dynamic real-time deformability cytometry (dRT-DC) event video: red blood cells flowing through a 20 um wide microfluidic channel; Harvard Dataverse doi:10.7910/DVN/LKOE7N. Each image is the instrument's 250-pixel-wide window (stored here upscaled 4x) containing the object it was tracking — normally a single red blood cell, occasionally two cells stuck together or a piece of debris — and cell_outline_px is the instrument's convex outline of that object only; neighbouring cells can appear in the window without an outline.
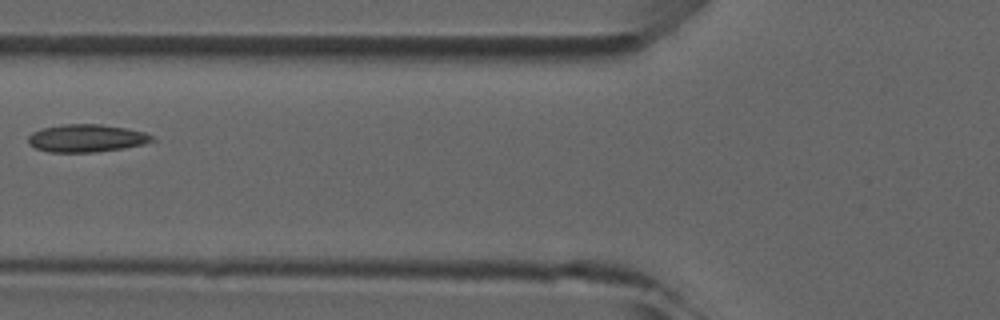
{"species": "common noctule bat (a hibernating species)", "species_latin": "Nyctalus noctula", "temperature_condition": "room temperature", "stored_images_in_passage": 8, "camera_frame_rate_fps": 3000, "um_per_image_px": 0.085, "animal": {"sex": "male", "forearm_length_mm": 52.5}, "frame": {"image": 1, "passage_image": 6, "time_ms": 6.667, "image_size_px": [1000, 320], "cell_outline_px": [[156, 140], [144, 144], [120, 148], [92, 152], [48, 152], [36, 148], [28, 144], [28, 136], [32, 132], [40, 128], [64, 124], [100, 124], [124, 128], [144, 132], [152, 136]], "centroid_in_image_um": [7.3, 11.74], "position_along_channel_um": 118.5, "area_um2": 19.88}}
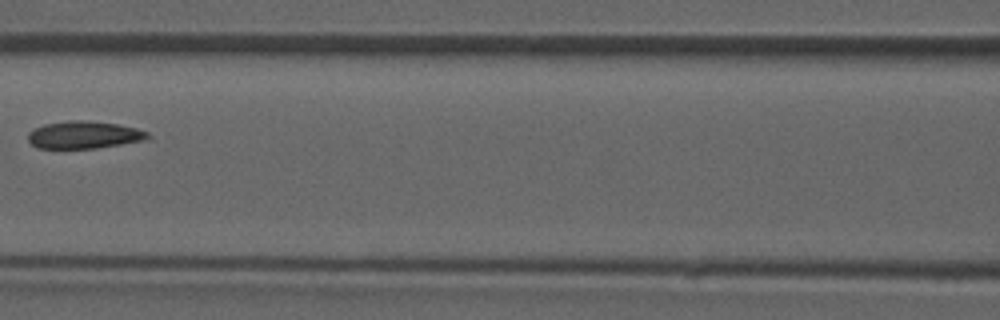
{"frame": {"image": 2, "passage_image": 7, "time_ms": 7.667, "image_size_px": [1000, 320], "cell_outline_px": [[152, 136], [140, 140], [120, 144], [96, 148], [36, 148], [28, 140], [28, 132], [44, 124], [72, 120], [84, 120], [116, 124], [136, 128], [148, 132]], "centroid_in_image_um": [7.1, 11.46], "position_along_channel_um": 159.5, "area_um2": 18.84}}